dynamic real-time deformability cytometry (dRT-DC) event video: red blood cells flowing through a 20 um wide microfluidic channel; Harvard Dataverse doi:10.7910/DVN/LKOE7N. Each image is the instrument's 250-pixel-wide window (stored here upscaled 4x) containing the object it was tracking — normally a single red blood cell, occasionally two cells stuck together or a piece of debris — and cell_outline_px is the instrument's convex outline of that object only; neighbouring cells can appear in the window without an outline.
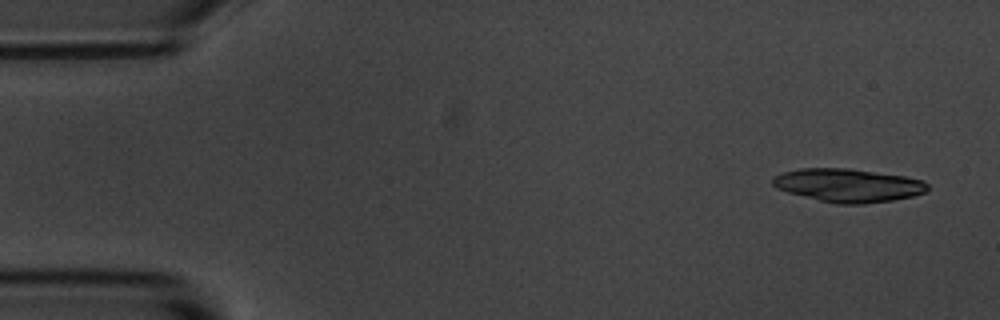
{"species": "common noctule bat (a hibernating species)", "species_latin": "Nyctalus noctula", "temperature_condition": "room temperature", "stored_images_in_passage": 6, "camera_frame_rate_fps": 3000, "um_per_image_px": 0.085, "animal": {"sex": "male", "body_mass_g": 20.1, "forearm_length_mm": 53.5}, "frame": {"image": 1, "passage_image": 1, "time_ms": 0.0, "image_size_px": [1000, 320], "cell_outline_px": [[928, 188], [924, 192], [912, 196], [892, 200], [864, 204], [836, 204], [788, 192], [776, 188], [772, 184], [772, 176], [784, 172], [800, 168], [848, 168], [904, 176], [924, 180], [928, 184]], "centroid_in_image_um": [72.08, 15.75], "position_along_channel_um": 12.9, "area_um2": 30.0}}